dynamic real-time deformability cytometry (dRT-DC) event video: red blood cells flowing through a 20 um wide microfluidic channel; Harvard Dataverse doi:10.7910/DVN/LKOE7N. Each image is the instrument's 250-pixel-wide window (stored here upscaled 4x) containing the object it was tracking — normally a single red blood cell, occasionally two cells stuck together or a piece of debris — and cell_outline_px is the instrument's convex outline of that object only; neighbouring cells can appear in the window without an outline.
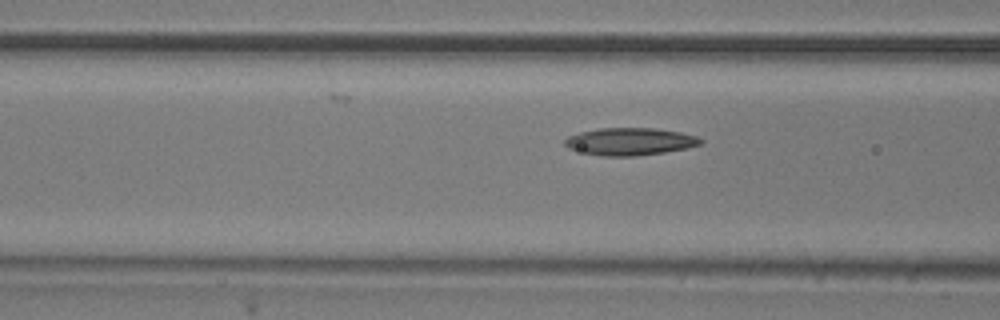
{"species": "common noctule bat (a hibernating species)", "species_latin": "Nyctalus noctula", "temperature_condition": "room temperature", "stored_images_in_passage": 13, "camera_frame_rate_fps": 3000, "um_per_image_px": 0.085, "animal": {"sex": "male", "body_mass_g": 20.5, "forearm_length_mm": 52.5}, "frame": {"image": 1, "passage_image": 11, "time_ms": 3.333, "image_size_px": [1000, 320], "cell_outline_px": [[704, 144], [688, 148], [664, 152], [636, 156], [600, 156], [568, 148], [564, 144], [564, 140], [568, 136], [580, 132], [600, 128], [652, 128], [680, 132], [696, 136], [704, 140]], "centroid_in_image_um": [53.57, 12.03], "position_along_channel_um": 113.0, "area_um2": 21.73}}